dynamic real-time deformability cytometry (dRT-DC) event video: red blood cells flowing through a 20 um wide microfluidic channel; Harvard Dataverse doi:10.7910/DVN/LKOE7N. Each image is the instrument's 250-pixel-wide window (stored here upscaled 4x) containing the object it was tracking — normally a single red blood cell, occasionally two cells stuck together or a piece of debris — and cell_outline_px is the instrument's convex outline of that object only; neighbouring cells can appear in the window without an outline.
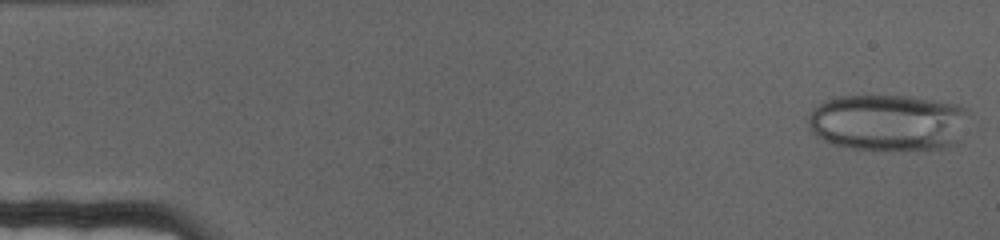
{"species": "human", "species_latin": "Homo sapiens", "temperature_condition": "cold", "stored_images_in_passage": 68, "camera_frame_rate_fps": 3000, "um_per_image_px": 0.085, "donor": {"sex": "female"}, "frame": {"image": 1, "passage_image": 1, "time_ms": 0.0, "image_size_px": [1000, 240], "cell_outline_px": [[972, 112], [960, 140], [956, 144], [944, 148], [852, 148], [832, 144], [816, 136], [808, 128], [808, 112], [812, 108], [824, 100], [836, 96], [912, 96], [960, 104], [968, 108]], "centroid_in_image_um": [75.53, 10.37], "position_along_channel_um": 9.5, "area_um2": 53.58}}
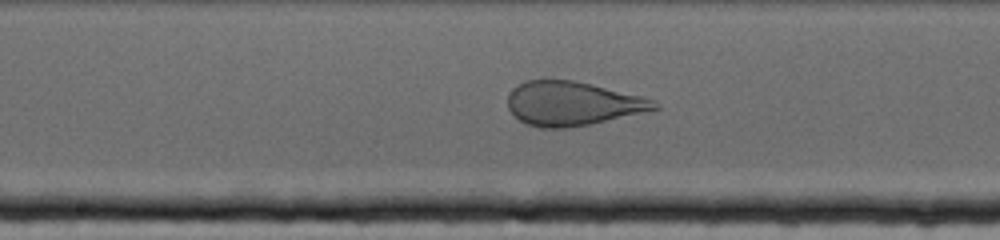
{"frame": {"image": 2, "passage_image": 35, "time_ms": 11.333, "image_size_px": [1000, 240], "cell_outline_px": [[660, 108], [588, 124], [568, 128], [540, 128], [528, 124], [520, 120], [508, 108], [508, 96], [512, 88], [516, 84], [524, 80], [544, 76], [572, 80], [592, 84], [656, 100], [660, 104]], "centroid_in_image_um": [48.58, 8.75], "position_along_channel_um": 199.6, "area_um2": 38.03}}
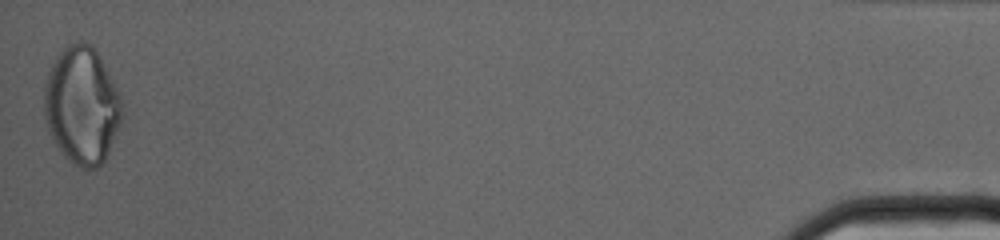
{"frame": {"image": 3, "passage_image": 68, "time_ms": 22.333, "image_size_px": [1000, 240], "cell_outline_px": [[124, 116], [108, 152], [104, 160], [96, 168], [80, 168], [68, 160], [64, 156], [56, 144], [48, 128], [44, 116], [44, 88], [48, 72], [56, 56], [68, 44], [80, 40], [92, 44], [100, 56], [124, 104]], "centroid_in_image_um": [6.97, 8.95], "position_along_channel_um": 428.2, "area_um2": 53.35}}